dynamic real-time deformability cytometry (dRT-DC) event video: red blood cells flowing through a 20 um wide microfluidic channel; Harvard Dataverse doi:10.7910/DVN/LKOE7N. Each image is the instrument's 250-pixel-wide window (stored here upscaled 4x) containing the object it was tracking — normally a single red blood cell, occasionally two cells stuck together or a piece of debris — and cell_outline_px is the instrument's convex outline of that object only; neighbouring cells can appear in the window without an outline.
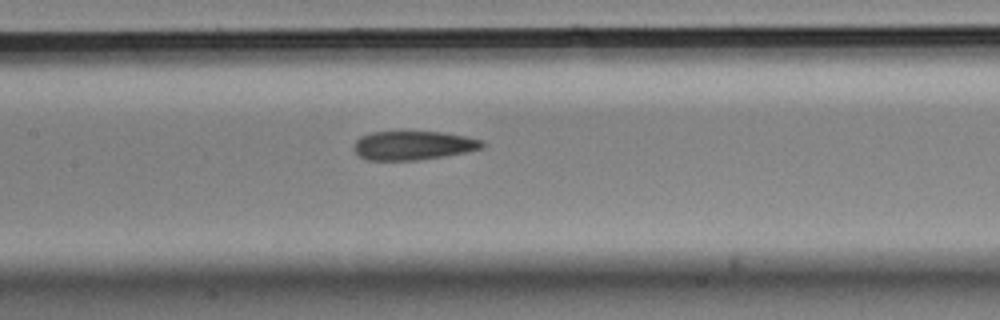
{"species": "Egyptian fruit bat (a non-hibernating species)", "species_latin": "Rousettus aegyptiacus", "temperature_condition": "cold", "stored_images_in_passage": 5, "camera_frame_rate_fps": 3000, "um_per_image_px": 0.085, "animal": {"sex": "male"}, "frame": {"image": 1, "passage_image": 5, "time_ms": 1.333, "image_size_px": [1000, 320], "cell_outline_px": [[488, 144], [484, 148], [444, 156], [416, 160], [364, 160], [352, 148], [356, 140], [360, 136], [372, 132], [444, 132], [484, 140]], "centroid_in_image_um": [35.14, 12.36], "position_along_channel_um": 172.3, "area_um2": 21.73}}